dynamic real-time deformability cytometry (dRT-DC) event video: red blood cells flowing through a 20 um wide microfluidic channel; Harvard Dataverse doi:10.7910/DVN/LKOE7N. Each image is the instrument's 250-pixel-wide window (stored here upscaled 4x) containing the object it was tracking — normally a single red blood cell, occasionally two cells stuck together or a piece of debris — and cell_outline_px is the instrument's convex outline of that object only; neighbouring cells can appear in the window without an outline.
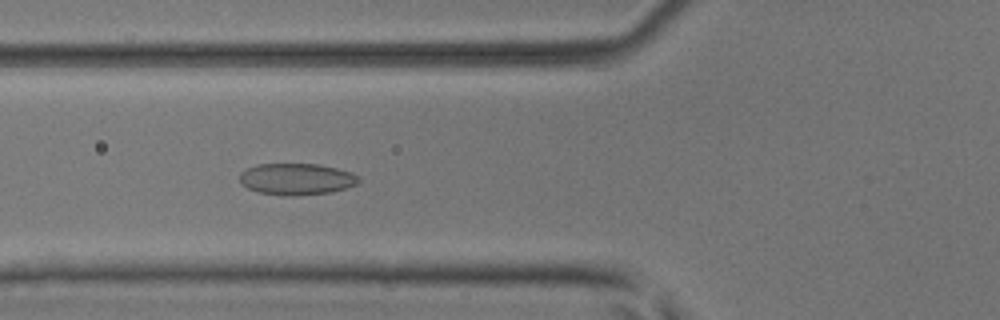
{"species": "common noctule bat (a hibernating species)", "species_latin": "Nyctalus noctula", "temperature_condition": "room temperature", "stored_images_in_passage": 51, "camera_frame_rate_fps": 3000, "um_per_image_px": 0.085, "animal": {"sex": "male", "body_mass_g": 17.9, "forearm_length_mm": 54.2}, "frame": {"image": 1, "passage_image": 20, "time_ms": 6.333, "image_size_px": [1000, 320], "cell_outline_px": [[360, 180], [356, 184], [332, 192], [292, 196], [284, 196], [256, 192], [240, 184], [240, 172], [248, 168], [260, 164], [320, 164], [352, 172], [360, 176]], "centroid_in_image_um": [25.2, 15.23], "position_along_channel_um": 100.6, "area_um2": 22.02}}
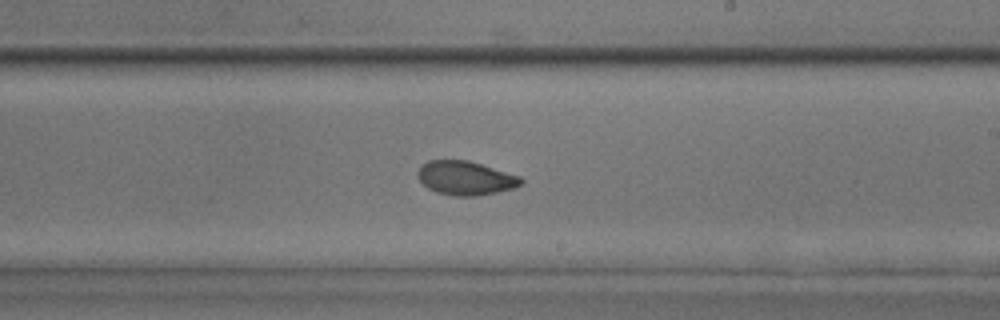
{"frame": {"image": 2, "passage_image": 31, "time_ms": 10.0, "image_size_px": [1000, 320], "cell_outline_px": [[524, 180], [516, 188], [476, 196], [456, 196], [436, 192], [428, 188], [416, 176], [416, 172], [420, 164], [428, 160], [468, 160], [520, 176]], "centroid_in_image_um": [39.54, 15.13], "position_along_channel_um": 249.5, "area_um2": 20.52}}
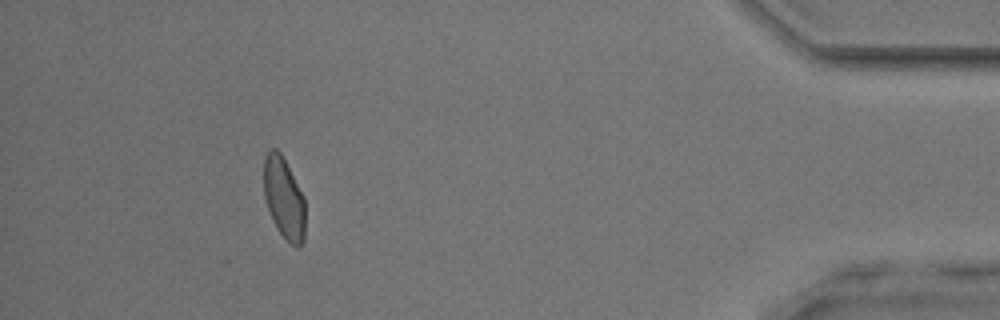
{"frame": {"image": 3, "passage_image": 47, "time_ms": 15.333, "image_size_px": [1000, 320], "cell_outline_px": [[304, 240], [300, 248], [296, 248], [288, 244], [276, 228], [272, 220], [264, 200], [264, 156], [268, 148], [276, 148], [280, 152], [304, 196]], "centroid_in_image_um": [24.12, 16.88], "position_along_channel_um": 411.1, "area_um2": 20.06}, "authors_computed_cell_mechanics": {"area_um2": 20.9814, "velocity_mm_per_s": 4.0753, "shape_relaxation_time_tau1_ms": 7.5421, "shape_relaxation_time_tau2_ms": 1.0838, "deformation_change_tau1": 0.1514, "deformation_change_tau2": 0.0434}}